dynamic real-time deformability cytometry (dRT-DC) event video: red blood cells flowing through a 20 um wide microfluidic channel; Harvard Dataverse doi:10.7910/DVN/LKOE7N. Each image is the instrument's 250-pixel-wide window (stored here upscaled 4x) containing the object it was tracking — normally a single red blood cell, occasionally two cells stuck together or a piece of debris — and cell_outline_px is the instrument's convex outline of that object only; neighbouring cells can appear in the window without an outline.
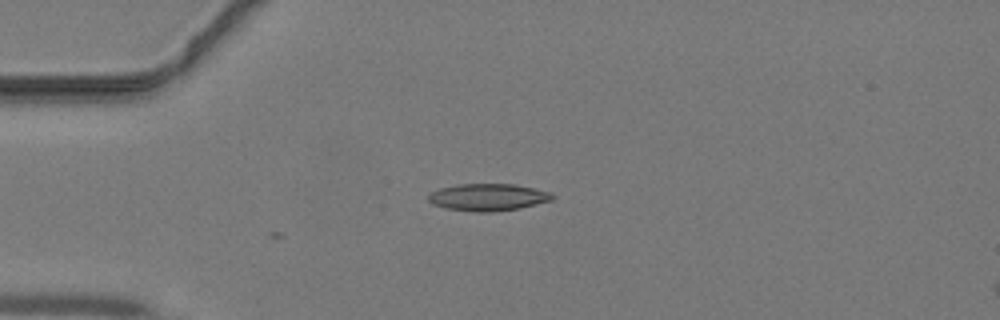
{"species": "common noctule bat (a hibernating species)", "species_latin": "Nyctalus noctula", "temperature_condition": "warm", "stored_images_in_passage": 3, "camera_frame_rate_fps": 3000, "um_per_image_px": 0.085, "animal": {"sex": "male", "body_mass_g": 19.2, "forearm_length_mm": 51.8}, "frame": {"image": 1, "passage_image": 3, "time_ms": 0.667, "image_size_px": [1000, 320], "cell_outline_px": [[556, 196], [552, 200], [520, 208], [492, 212], [472, 212], [444, 208], [432, 204], [428, 200], [428, 196], [432, 192], [440, 188], [456, 184], [516, 184], [552, 192]], "centroid_in_image_um": [41.49, 16.76], "position_along_channel_um": 43.5, "area_um2": 19.83}}